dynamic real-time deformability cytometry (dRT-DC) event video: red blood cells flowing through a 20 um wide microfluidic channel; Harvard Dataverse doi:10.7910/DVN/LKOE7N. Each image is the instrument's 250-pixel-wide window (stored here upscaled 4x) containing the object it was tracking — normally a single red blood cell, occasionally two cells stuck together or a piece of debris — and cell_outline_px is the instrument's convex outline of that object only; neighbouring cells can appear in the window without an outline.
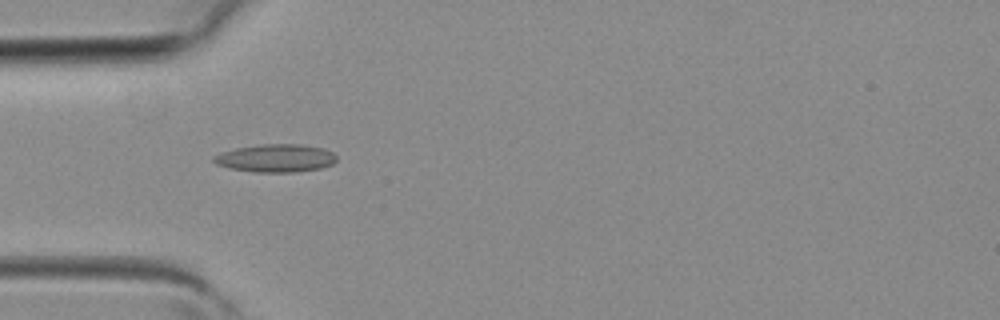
{"species": "common noctule bat (a hibernating species)", "species_latin": "Nyctalus noctula", "temperature_condition": "room temperature", "stored_images_in_passage": 1, "camera_frame_rate_fps": 3000, "um_per_image_px": 0.085, "animal": {"sex": "female", "body_mass_g": 19.3, "forearm_length_mm": 54.1}, "frame": {"image": 1, "passage_image": 1, "time_ms": 0.0, "image_size_px": [1000, 320], "cell_outline_px": [[336, 160], [332, 164], [320, 168], [296, 172], [252, 172], [228, 168], [216, 164], [212, 160], [212, 156], [236, 148], [260, 144], [300, 144], [324, 148], [332, 152], [336, 156]], "centroid_in_image_um": [23.42, 13.44], "position_along_channel_um": 61.6, "area_um2": 20.06}}